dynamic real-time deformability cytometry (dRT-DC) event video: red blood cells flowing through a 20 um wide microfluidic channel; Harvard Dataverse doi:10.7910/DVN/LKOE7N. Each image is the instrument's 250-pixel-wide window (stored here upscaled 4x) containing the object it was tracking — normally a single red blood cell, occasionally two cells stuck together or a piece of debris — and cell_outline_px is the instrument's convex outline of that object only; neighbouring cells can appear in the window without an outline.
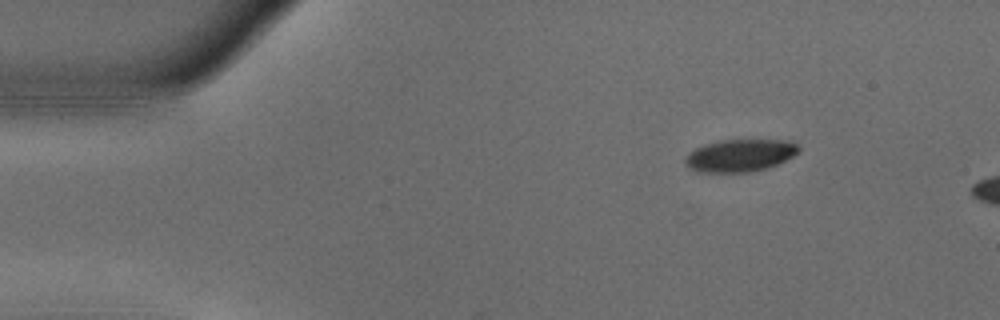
{"species": "common noctule bat (a hibernating species)", "species_latin": "Nyctalus noctula", "temperature_condition": "warm", "stored_images_in_passage": 4, "camera_frame_rate_fps": 3000, "um_per_image_px": 0.085, "animal": {"sex": "male", "body_mass_g": 18.8}, "frame": {"image": 1, "passage_image": 1, "time_ms": 0.0, "image_size_px": [1000, 320], "cell_outline_px": [[800, 152], [768, 168], [752, 172], [700, 172], [688, 168], [684, 164], [684, 156], [688, 152], [704, 144], [720, 140], [792, 140], [800, 148]], "centroid_in_image_um": [62.87, 13.21], "position_along_channel_um": 22.1, "area_um2": 21.68}}